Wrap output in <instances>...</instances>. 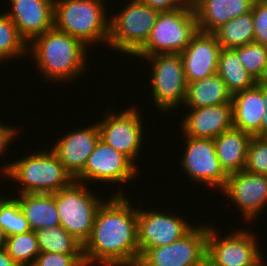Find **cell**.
<instances>
[{
  "label": "cell",
  "instance_id": "cell-36",
  "mask_svg": "<svg viewBox=\"0 0 267 266\" xmlns=\"http://www.w3.org/2000/svg\"><path fill=\"white\" fill-rule=\"evenodd\" d=\"M0 121V157L2 154H5L7 152L8 145L11 144V141L14 140L18 135V128L15 127H9L8 125L1 124Z\"/></svg>",
  "mask_w": 267,
  "mask_h": 266
},
{
  "label": "cell",
  "instance_id": "cell-15",
  "mask_svg": "<svg viewBox=\"0 0 267 266\" xmlns=\"http://www.w3.org/2000/svg\"><path fill=\"white\" fill-rule=\"evenodd\" d=\"M220 192L239 208L245 221L251 222L267 206V176L246 170L228 174Z\"/></svg>",
  "mask_w": 267,
  "mask_h": 266
},
{
  "label": "cell",
  "instance_id": "cell-17",
  "mask_svg": "<svg viewBox=\"0 0 267 266\" xmlns=\"http://www.w3.org/2000/svg\"><path fill=\"white\" fill-rule=\"evenodd\" d=\"M220 51L213 33L198 31L180 53L187 83L216 74Z\"/></svg>",
  "mask_w": 267,
  "mask_h": 266
},
{
  "label": "cell",
  "instance_id": "cell-24",
  "mask_svg": "<svg viewBox=\"0 0 267 266\" xmlns=\"http://www.w3.org/2000/svg\"><path fill=\"white\" fill-rule=\"evenodd\" d=\"M230 102H232V94L216 73L188 83L183 106L185 105L184 107L187 109L201 108Z\"/></svg>",
  "mask_w": 267,
  "mask_h": 266
},
{
  "label": "cell",
  "instance_id": "cell-34",
  "mask_svg": "<svg viewBox=\"0 0 267 266\" xmlns=\"http://www.w3.org/2000/svg\"><path fill=\"white\" fill-rule=\"evenodd\" d=\"M251 12L254 42L267 47V0H255Z\"/></svg>",
  "mask_w": 267,
  "mask_h": 266
},
{
  "label": "cell",
  "instance_id": "cell-38",
  "mask_svg": "<svg viewBox=\"0 0 267 266\" xmlns=\"http://www.w3.org/2000/svg\"><path fill=\"white\" fill-rule=\"evenodd\" d=\"M0 266H19L7 253L6 249H0Z\"/></svg>",
  "mask_w": 267,
  "mask_h": 266
},
{
  "label": "cell",
  "instance_id": "cell-4",
  "mask_svg": "<svg viewBox=\"0 0 267 266\" xmlns=\"http://www.w3.org/2000/svg\"><path fill=\"white\" fill-rule=\"evenodd\" d=\"M3 166L4 176L22 184L17 194L55 193L75 180L52 150L33 152Z\"/></svg>",
  "mask_w": 267,
  "mask_h": 266
},
{
  "label": "cell",
  "instance_id": "cell-14",
  "mask_svg": "<svg viewBox=\"0 0 267 266\" xmlns=\"http://www.w3.org/2000/svg\"><path fill=\"white\" fill-rule=\"evenodd\" d=\"M137 207V233L140 255L147 248H154L172 244L182 238L195 225L180 215L164 213L159 210L145 209ZM190 223V224H189Z\"/></svg>",
  "mask_w": 267,
  "mask_h": 266
},
{
  "label": "cell",
  "instance_id": "cell-6",
  "mask_svg": "<svg viewBox=\"0 0 267 266\" xmlns=\"http://www.w3.org/2000/svg\"><path fill=\"white\" fill-rule=\"evenodd\" d=\"M127 4L109 21L108 46L133 57L148 40L160 12L141 0Z\"/></svg>",
  "mask_w": 267,
  "mask_h": 266
},
{
  "label": "cell",
  "instance_id": "cell-31",
  "mask_svg": "<svg viewBox=\"0 0 267 266\" xmlns=\"http://www.w3.org/2000/svg\"><path fill=\"white\" fill-rule=\"evenodd\" d=\"M247 72L258 82L267 66V47L252 42L233 49Z\"/></svg>",
  "mask_w": 267,
  "mask_h": 266
},
{
  "label": "cell",
  "instance_id": "cell-22",
  "mask_svg": "<svg viewBox=\"0 0 267 266\" xmlns=\"http://www.w3.org/2000/svg\"><path fill=\"white\" fill-rule=\"evenodd\" d=\"M251 138L250 134L234 127L214 138L216 154L227 174L244 170Z\"/></svg>",
  "mask_w": 267,
  "mask_h": 266
},
{
  "label": "cell",
  "instance_id": "cell-40",
  "mask_svg": "<svg viewBox=\"0 0 267 266\" xmlns=\"http://www.w3.org/2000/svg\"><path fill=\"white\" fill-rule=\"evenodd\" d=\"M258 83L267 87V66H266V68L264 70V73H263L262 77L258 81Z\"/></svg>",
  "mask_w": 267,
  "mask_h": 266
},
{
  "label": "cell",
  "instance_id": "cell-9",
  "mask_svg": "<svg viewBox=\"0 0 267 266\" xmlns=\"http://www.w3.org/2000/svg\"><path fill=\"white\" fill-rule=\"evenodd\" d=\"M233 231L221 237L218 230L208 224L207 266H255L264 258L253 231L244 228Z\"/></svg>",
  "mask_w": 267,
  "mask_h": 266
},
{
  "label": "cell",
  "instance_id": "cell-21",
  "mask_svg": "<svg viewBox=\"0 0 267 266\" xmlns=\"http://www.w3.org/2000/svg\"><path fill=\"white\" fill-rule=\"evenodd\" d=\"M262 85L232 95L233 127L253 136L261 137V122L265 115Z\"/></svg>",
  "mask_w": 267,
  "mask_h": 266
},
{
  "label": "cell",
  "instance_id": "cell-13",
  "mask_svg": "<svg viewBox=\"0 0 267 266\" xmlns=\"http://www.w3.org/2000/svg\"><path fill=\"white\" fill-rule=\"evenodd\" d=\"M136 167L126 155L99 139L75 181L100 182V184L107 182L106 185L115 183L119 186V184H126L138 176Z\"/></svg>",
  "mask_w": 267,
  "mask_h": 266
},
{
  "label": "cell",
  "instance_id": "cell-23",
  "mask_svg": "<svg viewBox=\"0 0 267 266\" xmlns=\"http://www.w3.org/2000/svg\"><path fill=\"white\" fill-rule=\"evenodd\" d=\"M23 215L26 217L32 231L60 225L55 193L17 194Z\"/></svg>",
  "mask_w": 267,
  "mask_h": 266
},
{
  "label": "cell",
  "instance_id": "cell-11",
  "mask_svg": "<svg viewBox=\"0 0 267 266\" xmlns=\"http://www.w3.org/2000/svg\"><path fill=\"white\" fill-rule=\"evenodd\" d=\"M138 110L134 105L120 112L110 110L100 122H96L100 139L126 155L135 165L144 144V121H141L143 119Z\"/></svg>",
  "mask_w": 267,
  "mask_h": 266
},
{
  "label": "cell",
  "instance_id": "cell-29",
  "mask_svg": "<svg viewBox=\"0 0 267 266\" xmlns=\"http://www.w3.org/2000/svg\"><path fill=\"white\" fill-rule=\"evenodd\" d=\"M27 43L18 34L13 21L5 14H0V62L10 58L25 57Z\"/></svg>",
  "mask_w": 267,
  "mask_h": 266
},
{
  "label": "cell",
  "instance_id": "cell-30",
  "mask_svg": "<svg viewBox=\"0 0 267 266\" xmlns=\"http://www.w3.org/2000/svg\"><path fill=\"white\" fill-rule=\"evenodd\" d=\"M0 227L7 237L31 231L29 223L14 196L12 198L9 196L0 205Z\"/></svg>",
  "mask_w": 267,
  "mask_h": 266
},
{
  "label": "cell",
  "instance_id": "cell-39",
  "mask_svg": "<svg viewBox=\"0 0 267 266\" xmlns=\"http://www.w3.org/2000/svg\"><path fill=\"white\" fill-rule=\"evenodd\" d=\"M7 236L4 233V230L0 227V249H4L6 246Z\"/></svg>",
  "mask_w": 267,
  "mask_h": 266
},
{
  "label": "cell",
  "instance_id": "cell-42",
  "mask_svg": "<svg viewBox=\"0 0 267 266\" xmlns=\"http://www.w3.org/2000/svg\"><path fill=\"white\" fill-rule=\"evenodd\" d=\"M184 4L192 6V0H181Z\"/></svg>",
  "mask_w": 267,
  "mask_h": 266
},
{
  "label": "cell",
  "instance_id": "cell-1",
  "mask_svg": "<svg viewBox=\"0 0 267 266\" xmlns=\"http://www.w3.org/2000/svg\"><path fill=\"white\" fill-rule=\"evenodd\" d=\"M128 199L118 190L98 208L91 236L83 245L86 266H137V208Z\"/></svg>",
  "mask_w": 267,
  "mask_h": 266
},
{
  "label": "cell",
  "instance_id": "cell-35",
  "mask_svg": "<svg viewBox=\"0 0 267 266\" xmlns=\"http://www.w3.org/2000/svg\"><path fill=\"white\" fill-rule=\"evenodd\" d=\"M145 5L159 12H169L182 8L185 4L181 0H141Z\"/></svg>",
  "mask_w": 267,
  "mask_h": 266
},
{
  "label": "cell",
  "instance_id": "cell-37",
  "mask_svg": "<svg viewBox=\"0 0 267 266\" xmlns=\"http://www.w3.org/2000/svg\"><path fill=\"white\" fill-rule=\"evenodd\" d=\"M263 100L265 101V115L261 122V137H267V87L262 85Z\"/></svg>",
  "mask_w": 267,
  "mask_h": 266
},
{
  "label": "cell",
  "instance_id": "cell-18",
  "mask_svg": "<svg viewBox=\"0 0 267 266\" xmlns=\"http://www.w3.org/2000/svg\"><path fill=\"white\" fill-rule=\"evenodd\" d=\"M99 139V128L94 123L65 134L51 150L75 179L82 172Z\"/></svg>",
  "mask_w": 267,
  "mask_h": 266
},
{
  "label": "cell",
  "instance_id": "cell-27",
  "mask_svg": "<svg viewBox=\"0 0 267 266\" xmlns=\"http://www.w3.org/2000/svg\"><path fill=\"white\" fill-rule=\"evenodd\" d=\"M40 252L83 254V244L61 225L35 231Z\"/></svg>",
  "mask_w": 267,
  "mask_h": 266
},
{
  "label": "cell",
  "instance_id": "cell-3",
  "mask_svg": "<svg viewBox=\"0 0 267 266\" xmlns=\"http://www.w3.org/2000/svg\"><path fill=\"white\" fill-rule=\"evenodd\" d=\"M105 8L104 0H54V28L87 47L108 45L110 17Z\"/></svg>",
  "mask_w": 267,
  "mask_h": 266
},
{
  "label": "cell",
  "instance_id": "cell-26",
  "mask_svg": "<svg viewBox=\"0 0 267 266\" xmlns=\"http://www.w3.org/2000/svg\"><path fill=\"white\" fill-rule=\"evenodd\" d=\"M213 34L221 48L234 49L254 42L252 12L243 14L221 25Z\"/></svg>",
  "mask_w": 267,
  "mask_h": 266
},
{
  "label": "cell",
  "instance_id": "cell-16",
  "mask_svg": "<svg viewBox=\"0 0 267 266\" xmlns=\"http://www.w3.org/2000/svg\"><path fill=\"white\" fill-rule=\"evenodd\" d=\"M9 4L10 11L5 14L27 45L54 28V0H9Z\"/></svg>",
  "mask_w": 267,
  "mask_h": 266
},
{
  "label": "cell",
  "instance_id": "cell-28",
  "mask_svg": "<svg viewBox=\"0 0 267 266\" xmlns=\"http://www.w3.org/2000/svg\"><path fill=\"white\" fill-rule=\"evenodd\" d=\"M5 249L19 266H32L40 253L35 231L8 236Z\"/></svg>",
  "mask_w": 267,
  "mask_h": 266
},
{
  "label": "cell",
  "instance_id": "cell-19",
  "mask_svg": "<svg viewBox=\"0 0 267 266\" xmlns=\"http://www.w3.org/2000/svg\"><path fill=\"white\" fill-rule=\"evenodd\" d=\"M187 110L180 126L184 136L214 139L233 128L232 102Z\"/></svg>",
  "mask_w": 267,
  "mask_h": 266
},
{
  "label": "cell",
  "instance_id": "cell-10",
  "mask_svg": "<svg viewBox=\"0 0 267 266\" xmlns=\"http://www.w3.org/2000/svg\"><path fill=\"white\" fill-rule=\"evenodd\" d=\"M208 224L195 226L172 244L147 248L137 266H207Z\"/></svg>",
  "mask_w": 267,
  "mask_h": 266
},
{
  "label": "cell",
  "instance_id": "cell-44",
  "mask_svg": "<svg viewBox=\"0 0 267 266\" xmlns=\"http://www.w3.org/2000/svg\"><path fill=\"white\" fill-rule=\"evenodd\" d=\"M198 0H192V6L197 2Z\"/></svg>",
  "mask_w": 267,
  "mask_h": 266
},
{
  "label": "cell",
  "instance_id": "cell-41",
  "mask_svg": "<svg viewBox=\"0 0 267 266\" xmlns=\"http://www.w3.org/2000/svg\"><path fill=\"white\" fill-rule=\"evenodd\" d=\"M264 259H265V258H263V259H262L257 265H255V266H267V265H266L267 263H265Z\"/></svg>",
  "mask_w": 267,
  "mask_h": 266
},
{
  "label": "cell",
  "instance_id": "cell-25",
  "mask_svg": "<svg viewBox=\"0 0 267 266\" xmlns=\"http://www.w3.org/2000/svg\"><path fill=\"white\" fill-rule=\"evenodd\" d=\"M217 74L225 82L228 91L232 95L252 88L258 83L243 67L233 49L221 48L218 57Z\"/></svg>",
  "mask_w": 267,
  "mask_h": 266
},
{
  "label": "cell",
  "instance_id": "cell-43",
  "mask_svg": "<svg viewBox=\"0 0 267 266\" xmlns=\"http://www.w3.org/2000/svg\"><path fill=\"white\" fill-rule=\"evenodd\" d=\"M8 196H0V205Z\"/></svg>",
  "mask_w": 267,
  "mask_h": 266
},
{
  "label": "cell",
  "instance_id": "cell-5",
  "mask_svg": "<svg viewBox=\"0 0 267 266\" xmlns=\"http://www.w3.org/2000/svg\"><path fill=\"white\" fill-rule=\"evenodd\" d=\"M198 32L193 6L160 12L144 46L134 56L155 54H180Z\"/></svg>",
  "mask_w": 267,
  "mask_h": 266
},
{
  "label": "cell",
  "instance_id": "cell-12",
  "mask_svg": "<svg viewBox=\"0 0 267 266\" xmlns=\"http://www.w3.org/2000/svg\"><path fill=\"white\" fill-rule=\"evenodd\" d=\"M185 137V151L180 160V168L190 182L221 189L226 185L228 174L221 167L216 154L214 139Z\"/></svg>",
  "mask_w": 267,
  "mask_h": 266
},
{
  "label": "cell",
  "instance_id": "cell-7",
  "mask_svg": "<svg viewBox=\"0 0 267 266\" xmlns=\"http://www.w3.org/2000/svg\"><path fill=\"white\" fill-rule=\"evenodd\" d=\"M86 185L74 180L55 192L60 225L83 245L91 236L96 212L104 201Z\"/></svg>",
  "mask_w": 267,
  "mask_h": 266
},
{
  "label": "cell",
  "instance_id": "cell-20",
  "mask_svg": "<svg viewBox=\"0 0 267 266\" xmlns=\"http://www.w3.org/2000/svg\"><path fill=\"white\" fill-rule=\"evenodd\" d=\"M255 0H198L194 5L198 31L213 33L221 25L252 10Z\"/></svg>",
  "mask_w": 267,
  "mask_h": 266
},
{
  "label": "cell",
  "instance_id": "cell-2",
  "mask_svg": "<svg viewBox=\"0 0 267 266\" xmlns=\"http://www.w3.org/2000/svg\"><path fill=\"white\" fill-rule=\"evenodd\" d=\"M88 47L79 39L53 28L27 45V52L43 78L55 82L76 80L84 74ZM82 74V75H81Z\"/></svg>",
  "mask_w": 267,
  "mask_h": 266
},
{
  "label": "cell",
  "instance_id": "cell-32",
  "mask_svg": "<svg viewBox=\"0 0 267 266\" xmlns=\"http://www.w3.org/2000/svg\"><path fill=\"white\" fill-rule=\"evenodd\" d=\"M244 170L267 176V137L251 138Z\"/></svg>",
  "mask_w": 267,
  "mask_h": 266
},
{
  "label": "cell",
  "instance_id": "cell-8",
  "mask_svg": "<svg viewBox=\"0 0 267 266\" xmlns=\"http://www.w3.org/2000/svg\"><path fill=\"white\" fill-rule=\"evenodd\" d=\"M134 57L149 61L152 70L151 84H149L152 90L150 92H152L151 95L158 111L169 113V110L172 111L179 105H183L188 83L180 54L168 53Z\"/></svg>",
  "mask_w": 267,
  "mask_h": 266
},
{
  "label": "cell",
  "instance_id": "cell-33",
  "mask_svg": "<svg viewBox=\"0 0 267 266\" xmlns=\"http://www.w3.org/2000/svg\"><path fill=\"white\" fill-rule=\"evenodd\" d=\"M32 266H86L83 254L40 252Z\"/></svg>",
  "mask_w": 267,
  "mask_h": 266
}]
</instances>
